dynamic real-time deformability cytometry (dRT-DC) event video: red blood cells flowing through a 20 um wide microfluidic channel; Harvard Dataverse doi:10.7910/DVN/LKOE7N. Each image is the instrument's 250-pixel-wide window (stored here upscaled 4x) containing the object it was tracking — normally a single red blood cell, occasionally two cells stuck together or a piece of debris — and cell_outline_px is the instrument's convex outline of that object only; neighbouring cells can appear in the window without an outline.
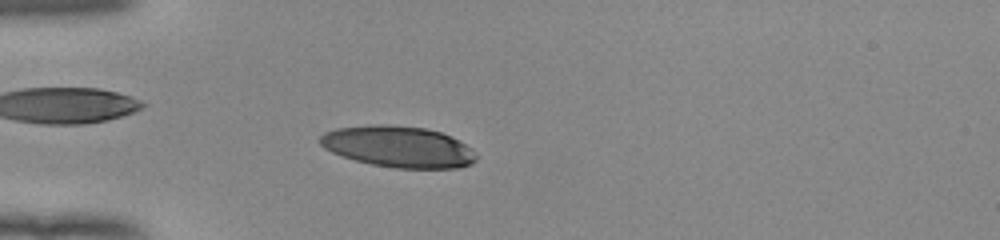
{"species": "human", "species_latin": "Homo sapiens", "temperature_condition": "room temperature", "stored_images_in_passage": 51, "camera_frame_rate_fps": 3000, "um_per_image_px": 0.085, "donor": {"sex": "female"}, "frame": {"image": 1, "passage_image": 14, "time_ms": 4.333, "image_size_px": [1000, 240], "cell_outline_px": [[476, 160], [472, 164], [456, 168], [396, 168], [372, 164], [356, 160], [332, 152], [324, 148], [320, 144], [320, 136], [324, 132], [336, 128], [376, 124], [388, 124], [424, 128], [440, 132], [452, 136], [472, 148], [476, 152]], "centroid_in_image_um": [33.88, 12.46], "position_along_channel_um": 51.1, "area_um2": 37.57}}
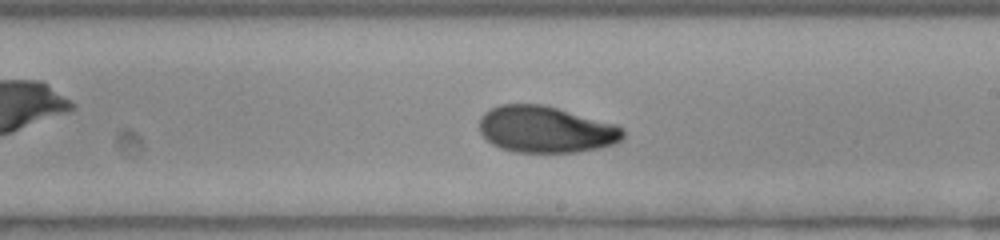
{"frame": {"image": 2, "passage_image": 30, "time_ms": 9.667, "image_size_px": [1000, 240], "cell_outline_px": [[624, 136], [616, 144], [600, 148], [576, 152], [516, 152], [500, 148], [492, 144], [480, 132], [480, 116], [484, 112], [500, 104], [544, 104], [616, 124], [624, 128]], "centroid_in_image_um": [46.41, 11.0], "position_along_channel_um": 242.6, "area_um2": 39.19}}
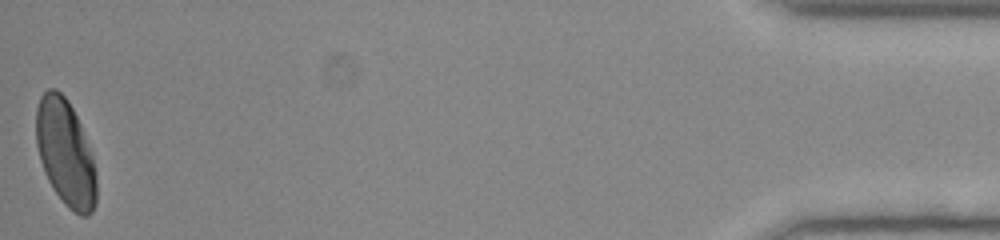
{"frame": {"image": 3, "passage_image": 51, "time_ms": 16.667, "image_size_px": [1000, 240], "cell_outline_px": [[96, 204], [92, 212], [88, 216], [80, 216], [68, 208], [64, 204], [48, 180], [44, 172], [40, 160], [36, 144], [36, 108], [40, 96], [48, 88], [56, 88], [68, 100], [80, 124], [92, 156], [96, 172]], "centroid_in_image_um": [5.56, 13.0], "position_along_channel_um": 429.6, "area_um2": 37.4}, "authors_computed_cell_mechanics": {"area_um2": 38.437, "velocity_mm_per_s": 3.9161, "shape_relaxation_time_tau1_ms": 5.2724, "shape_relaxation_time_tau2_ms": 1.8659, "deformation_change_tau1": 0.1747, "deformation_change_tau2": 0.0584}}